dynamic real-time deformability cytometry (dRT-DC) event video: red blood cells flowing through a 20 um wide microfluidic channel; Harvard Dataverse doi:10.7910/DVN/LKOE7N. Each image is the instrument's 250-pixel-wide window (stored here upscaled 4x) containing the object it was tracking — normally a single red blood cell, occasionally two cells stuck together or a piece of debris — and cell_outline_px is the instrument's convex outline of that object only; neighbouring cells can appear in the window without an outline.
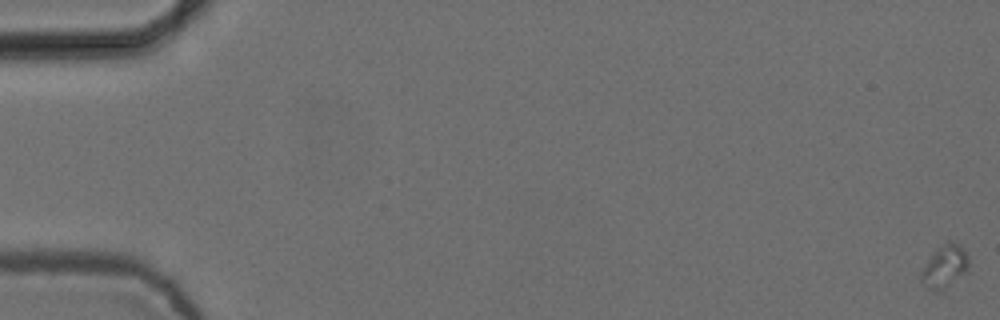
{"species": "common noctule bat (a hibernating species)", "species_latin": "Nyctalus noctula", "temperature_condition": "cold", "stored_images_in_passage": 6, "camera_frame_rate_fps": 3000, "um_per_image_px": 0.085, "animal": {"sex": "female", "body_mass_g": 24.6, "forearm_length_mm": 56.2}, "frame": {"image": 1, "passage_image": 1, "time_ms": 0.0, "image_size_px": [1000, 320], "cell_outline_px": [[968, 272], [944, 292], [932, 292], [920, 280], [920, 272], [932, 252], [936, 248], [948, 240], [952, 240], [960, 244], [964, 248], [968, 256]], "centroid_in_image_um": [80.31, 22.68], "position_along_channel_um": 4.7, "area_um2": 12.6}}
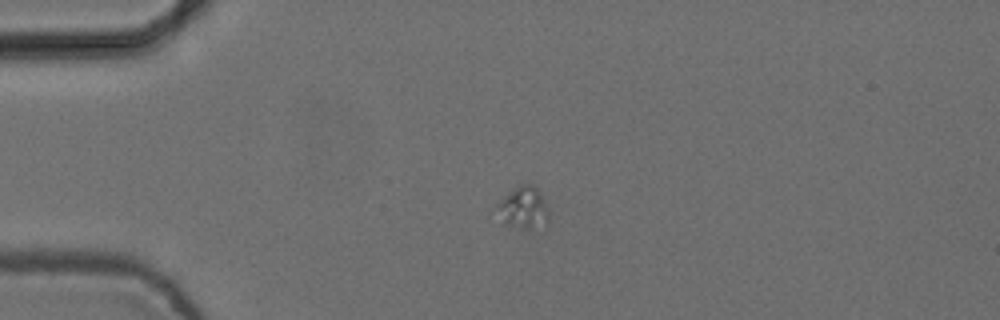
{"frame": {"image": 2, "passage_image": 5, "time_ms": 1.333, "image_size_px": [1000, 320], "cell_outline_px": [[548, 224], [528, 228], [520, 228], [504, 224], [496, 208], [496, 204], [520, 184], [532, 184], [540, 192], [544, 200], [548, 212]], "centroid_in_image_um": [44.5, 17.66], "position_along_channel_um": 40.5, "area_um2": 12.37}}